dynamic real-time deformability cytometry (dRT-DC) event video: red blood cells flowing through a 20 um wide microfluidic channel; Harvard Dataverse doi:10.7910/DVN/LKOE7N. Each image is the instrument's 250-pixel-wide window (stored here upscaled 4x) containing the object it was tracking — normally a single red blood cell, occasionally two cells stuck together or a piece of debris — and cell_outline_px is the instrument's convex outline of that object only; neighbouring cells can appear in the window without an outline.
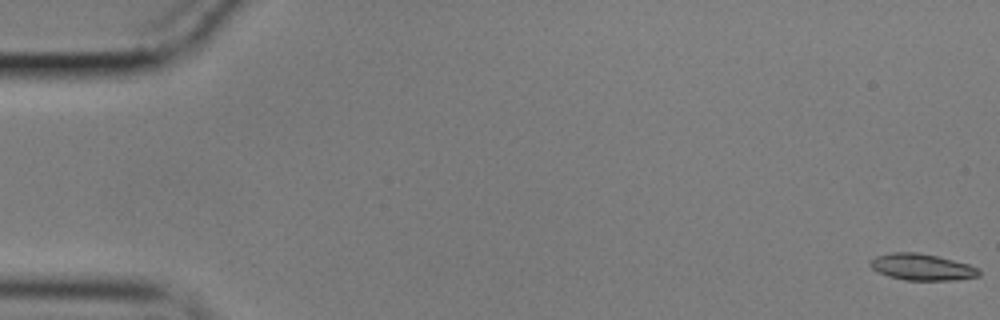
{"species": "common noctule bat (a hibernating species)", "species_latin": "Nyctalus noctula", "temperature_condition": "cold", "stored_images_in_passage": 56, "camera_frame_rate_fps": 3000, "um_per_image_px": 0.085, "animal": {"sex": "male", "body_mass_g": 17.9}, "frame": {"image": 1, "passage_image": 1, "time_ms": 0.0, "image_size_px": [1000, 320], "cell_outline_px": [[980, 276], [956, 280], [904, 280], [888, 276], [872, 268], [868, 264], [876, 256], [892, 252], [916, 252], [936, 256], [968, 264], [980, 268]], "centroid_in_image_um": [78.38, 22.7], "position_along_channel_um": 6.6, "area_um2": 16.7}}
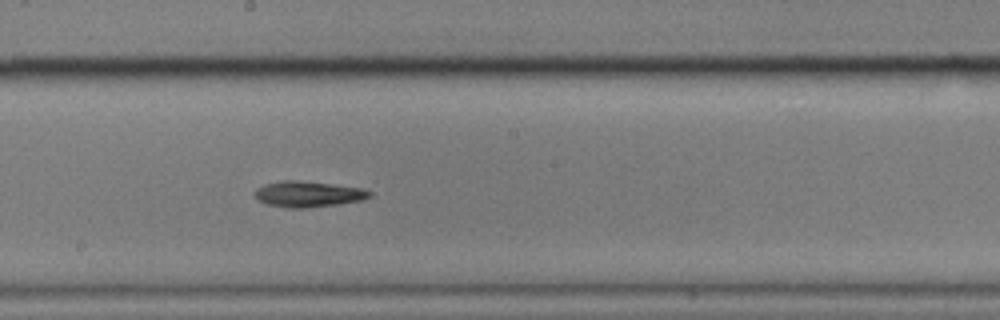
{"frame": {"image": 2, "passage_image": 31, "time_ms": 10.0, "image_size_px": [1000, 320], "cell_outline_px": [[372, 196], [364, 200], [308, 208], [288, 208], [268, 204], [256, 200], [252, 196], [256, 188], [264, 184], [284, 180], [296, 180], [332, 184], [360, 188], [372, 192]], "centroid_in_image_um": [26.15, 16.5], "position_along_channel_um": 222.1, "area_um2": 17.4}}
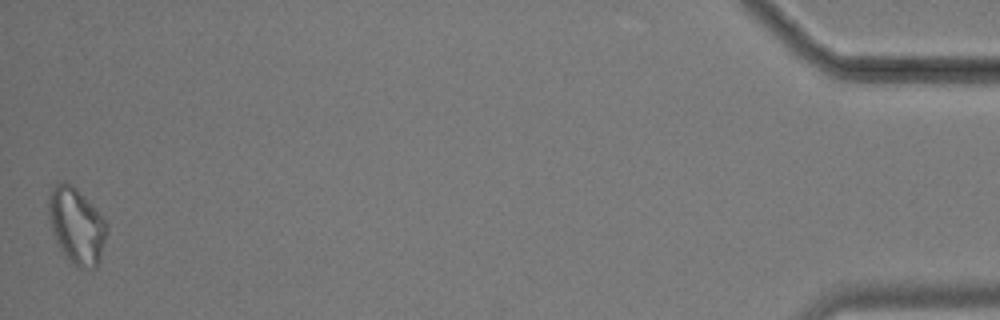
{"frame": {"image": 3, "passage_image": 56, "time_ms": 18.333, "image_size_px": [1000, 320], "cell_outline_px": [[108, 232], [100, 260], [96, 268], [80, 268], [72, 264], [64, 256], [56, 240], [52, 228], [48, 212], [48, 196], [52, 188], [60, 180], [64, 180], [72, 184], [76, 188], [108, 224]], "centroid_in_image_um": [6.51, 19.2], "position_along_channel_um": 428.7, "area_um2": 25.78}, "authors_computed_cell_mechanics": {"area_um2": 17.1666, "velocity_mm_per_s": 3.5613, "shape_relaxation_time_tau1_ms": 4.3786, "shape_relaxation_time_tau2_ms": null, "deformation_change_tau1": 0.097, "deformation_change_tau2": null}}